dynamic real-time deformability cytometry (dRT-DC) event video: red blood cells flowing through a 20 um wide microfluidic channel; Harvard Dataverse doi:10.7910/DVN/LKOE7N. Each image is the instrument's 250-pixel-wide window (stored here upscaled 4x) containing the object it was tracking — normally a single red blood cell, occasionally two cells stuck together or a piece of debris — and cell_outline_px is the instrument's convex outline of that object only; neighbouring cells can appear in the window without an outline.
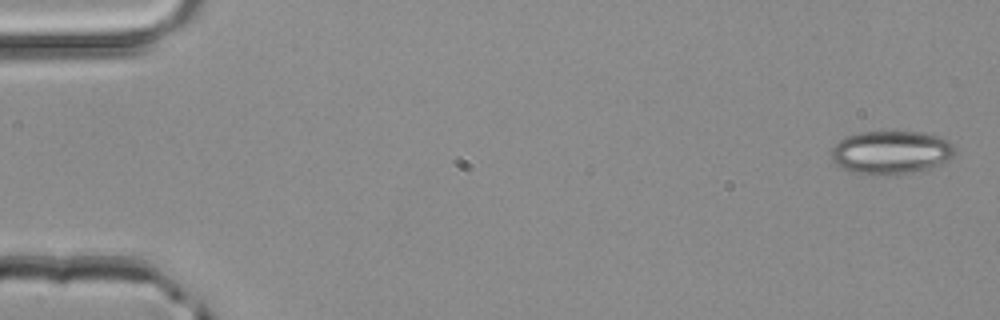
{"species": "common noctule bat (a hibernating species)", "species_latin": "Nyctalus noctula", "temperature_condition": "room temperature", "stored_images_in_passage": 4, "segment_of_instrument_passage": [2, 2], "camera_frame_rate_fps": 3000, "um_per_image_px": 0.085, "animal": {"sex": "male", "body_mass_g": 20.4}, "frame": {"image": 1, "passage_image": 4, "time_ms": 1.0, "image_size_px": [1000, 320], "cell_outline_px": [[956, 152], [948, 160], [928, 168], [912, 172], [884, 176], [856, 172], [844, 168], [836, 164], [832, 160], [832, 148], [844, 136], [860, 132], [924, 132], [948, 140], [956, 148]], "centroid_in_image_um": [75.74, 12.94], "position_along_channel_um": 9.3, "area_um2": 31.04}}